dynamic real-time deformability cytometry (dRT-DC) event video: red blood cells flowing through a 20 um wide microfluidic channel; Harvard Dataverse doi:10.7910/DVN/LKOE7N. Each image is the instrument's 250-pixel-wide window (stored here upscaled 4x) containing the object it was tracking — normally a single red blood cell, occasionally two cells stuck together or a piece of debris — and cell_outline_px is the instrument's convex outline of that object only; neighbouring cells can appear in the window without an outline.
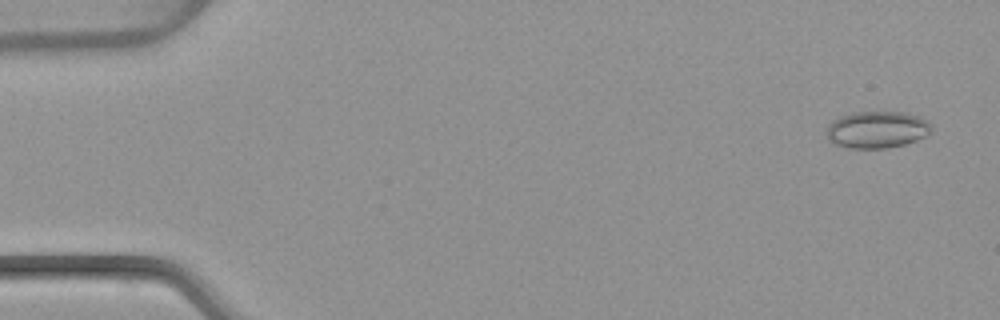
{"species": "common noctule bat (a hibernating species)", "species_latin": "Nyctalus noctula", "temperature_condition": "warm", "stored_images_in_passage": 6, "camera_frame_rate_fps": 3000, "um_per_image_px": 0.085, "animal": {"sex": "female", "body_mass_g": 22.7, "forearm_length_mm": 54.2}, "frame": {"image": 1, "passage_image": 1, "time_ms": 0.0, "image_size_px": [1000, 320], "cell_outline_px": [[932, 128], [924, 136], [916, 140], [904, 144], [888, 148], [848, 148], [836, 144], [828, 140], [824, 132], [828, 124], [832, 120], [840, 116], [852, 112], [904, 112], [920, 116], [932, 124]], "centroid_in_image_um": [74.5, 11.01], "position_along_channel_um": 10.5, "area_um2": 22.77}}
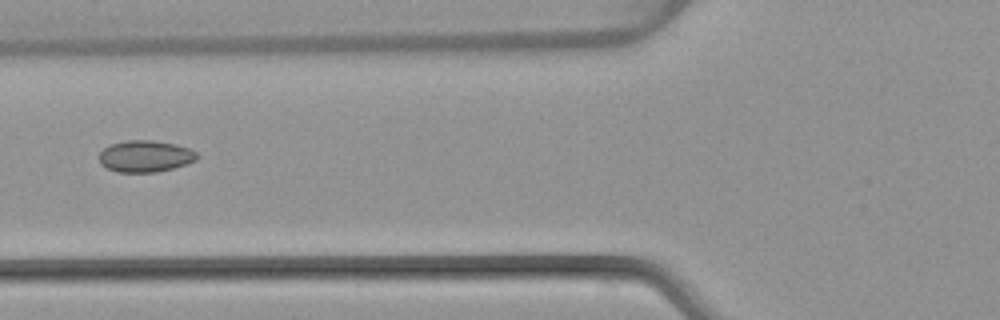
{"frame": {"image": 2, "passage_image": 6, "time_ms": 6.0, "image_size_px": [1000, 320], "cell_outline_px": [[200, 156], [196, 160], [188, 164], [156, 172], [116, 172], [100, 164], [100, 152], [104, 148], [112, 144], [128, 140], [152, 140], [176, 144], [188, 148], [196, 152]], "centroid_in_image_um": [12.38, 13.28], "position_along_channel_um": 113.4, "area_um2": 18.03}}